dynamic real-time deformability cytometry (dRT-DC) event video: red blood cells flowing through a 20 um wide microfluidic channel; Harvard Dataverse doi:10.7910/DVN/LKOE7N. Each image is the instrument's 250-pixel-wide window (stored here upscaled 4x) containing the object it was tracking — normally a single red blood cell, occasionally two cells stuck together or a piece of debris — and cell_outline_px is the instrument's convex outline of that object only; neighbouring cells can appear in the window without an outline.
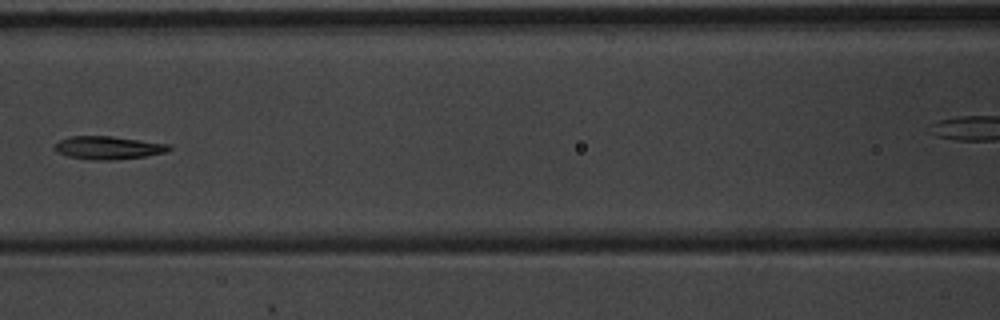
{"species": "common noctule bat (a hibernating species)", "species_latin": "Nyctalus noctula", "temperature_condition": "warm", "stored_images_in_passage": 7, "segment_of_instrument_passage": [1, 2], "camera_frame_rate_fps": 3000, "um_per_image_px": 0.085, "animal": {"sex": "male", "body_mass_g": 20.1, "forearm_length_mm": 53.5}, "frame": {"image": 1, "passage_image": 6, "time_ms": 1.667, "image_size_px": [1000, 320], "cell_outline_px": [[172, 148], [168, 152], [144, 156], [112, 160], [92, 160], [68, 156], [56, 152], [52, 148], [60, 140], [72, 136], [112, 136], [168, 144]], "centroid_in_image_um": [9.18, 12.56], "position_along_channel_um": 157.4, "area_um2": 15.32}}